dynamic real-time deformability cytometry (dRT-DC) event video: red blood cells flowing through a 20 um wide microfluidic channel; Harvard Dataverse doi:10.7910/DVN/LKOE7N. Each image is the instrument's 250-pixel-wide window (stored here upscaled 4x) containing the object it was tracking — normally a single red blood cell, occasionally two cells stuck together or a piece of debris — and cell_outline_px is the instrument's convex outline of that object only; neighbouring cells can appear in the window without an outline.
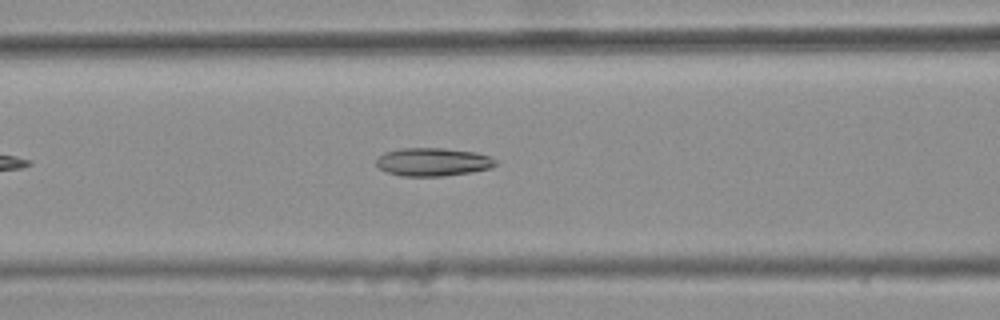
{"species": "common noctule bat (a hibernating species)", "species_latin": "Nyctalus noctula", "temperature_condition": "warm", "stored_images_in_passage": 32, "camera_frame_rate_fps": 3000, "um_per_image_px": 0.085, "animal": {"sex": "female", "body_mass_g": 25.1}, "frame": {"image": 1, "passage_image": 10, "time_ms": 3.0, "image_size_px": [1000, 320], "cell_outline_px": [[500, 164], [492, 168], [472, 172], [444, 176], [404, 176], [388, 172], [380, 168], [376, 164], [376, 156], [384, 152], [400, 148], [444, 148], [476, 152], [488, 156], [496, 160]], "centroid_in_image_um": [36.82, 13.76], "position_along_channel_um": 129.8, "area_um2": 19.83}}
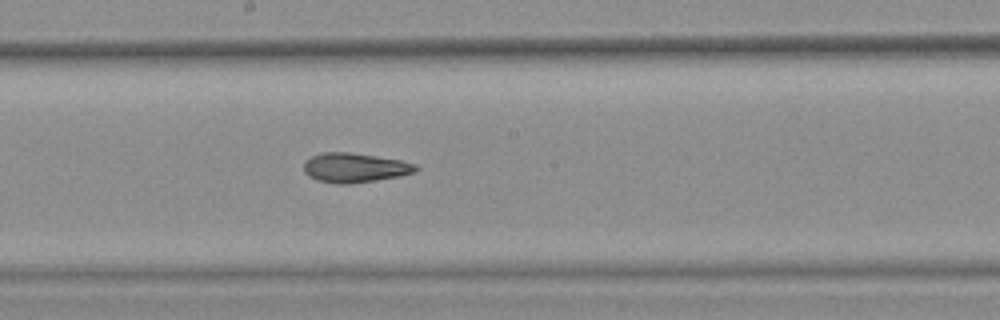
{"frame": {"image": 2, "passage_image": 17, "time_ms": 5.333, "image_size_px": [1000, 320], "cell_outline_px": [[420, 168], [412, 172], [396, 176], [348, 184], [340, 184], [316, 180], [308, 176], [304, 172], [304, 160], [312, 156], [324, 152], [348, 152], [400, 160], [416, 164]], "centroid_in_image_um": [30.09, 14.24], "position_along_channel_um": 218.1, "area_um2": 18.9}}
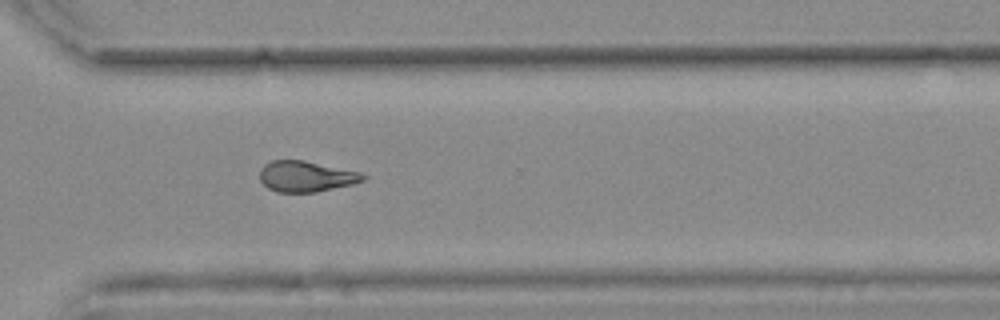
{"frame": {"image": 3, "passage_image": 27, "time_ms": 8.667, "image_size_px": [1000, 320], "cell_outline_px": [[368, 176], [364, 180], [352, 184], [316, 192], [276, 192], [268, 188], [260, 180], [260, 168], [264, 164], [272, 160], [304, 160], [360, 172]], "centroid_in_image_um": [26.0, 14.99], "position_along_channel_um": 344.6, "area_um2": 18.55}, "authors_computed_cell_mechanics": {"area_um2": 19.1029, "velocity_mm_per_s": 3.7906, "shape_relaxation_time_tau1_ms": null, "shape_relaxation_time_tau2_ms": 2.1328, "deformation_change_tau1": null, "deformation_change_tau2": 0.1012}}